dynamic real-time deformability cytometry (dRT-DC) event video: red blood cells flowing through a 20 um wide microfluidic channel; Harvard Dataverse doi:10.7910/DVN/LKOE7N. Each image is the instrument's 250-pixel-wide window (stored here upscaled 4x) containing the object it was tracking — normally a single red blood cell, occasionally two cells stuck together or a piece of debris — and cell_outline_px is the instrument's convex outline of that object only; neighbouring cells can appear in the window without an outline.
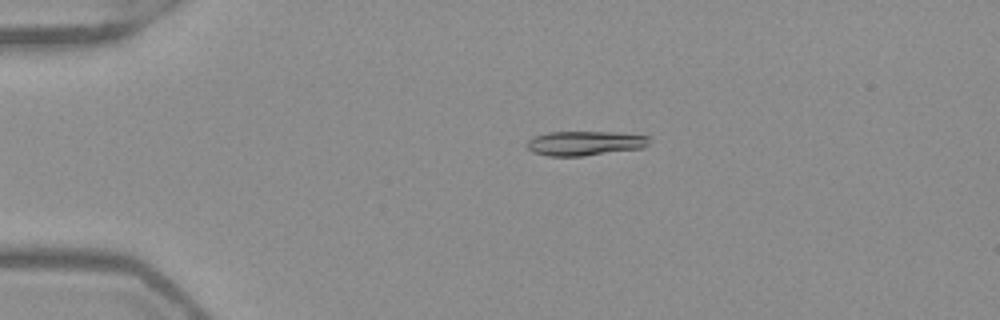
{"species": "Egyptian fruit bat (a non-hibernating species)", "species_latin": "Rousettus aegyptiacus", "temperature_condition": "warm", "stored_images_in_passage": 52, "camera_frame_rate_fps": 3000, "um_per_image_px": 0.085, "frame": {"image": 1, "passage_image": 12, "time_ms": 3.667, "image_size_px": [1000, 320], "cell_outline_px": [[648, 144], [644, 148], [584, 156], [548, 156], [532, 152], [524, 144], [532, 136], [548, 132], [616, 132], [648, 136]], "centroid_in_image_um": [49.66, 12.18], "position_along_channel_um": 35.3, "area_um2": 17.63}}
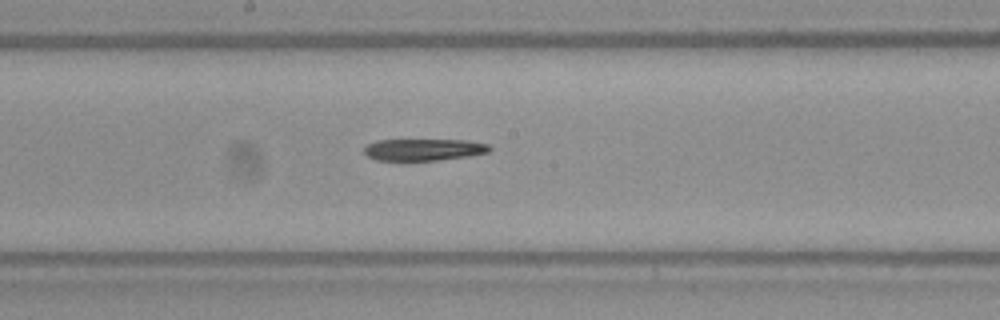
{"frame": {"image": 2, "passage_image": 29, "time_ms": 9.333, "image_size_px": [1000, 320], "cell_outline_px": [[492, 148], [488, 152], [468, 156], [436, 160], [376, 160], [368, 156], [364, 152], [364, 148], [368, 144], [376, 140], [468, 140], [488, 144]], "centroid_in_image_um": [36.02, 12.71], "position_along_channel_um": 212.2, "area_um2": 15.84}}
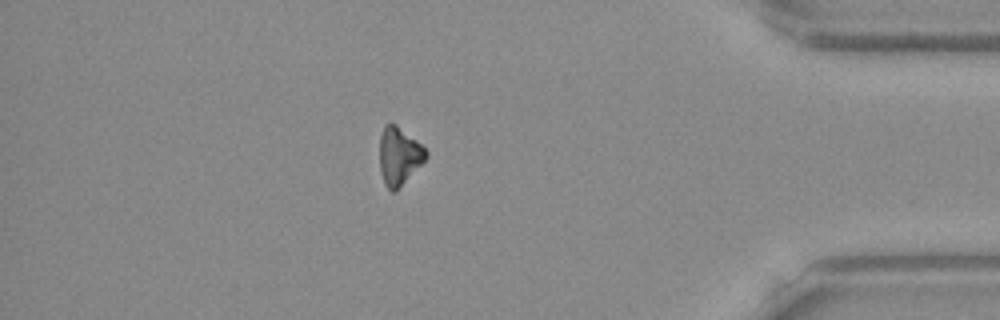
{"frame": {"image": 3, "passage_image": 46, "time_ms": 15.0, "image_size_px": [1000, 320], "cell_outline_px": [[428, 156], [396, 192], [392, 192], [384, 184], [380, 172], [380, 136], [384, 124], [396, 124], [416, 140], [428, 152]], "centroid_in_image_um": [33.9, 13.28], "position_along_channel_um": 401.3, "area_um2": 15.55}}